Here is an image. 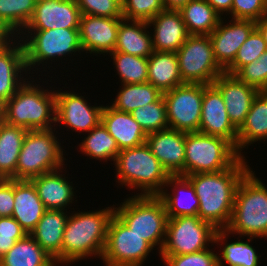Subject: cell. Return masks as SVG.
Returning a JSON list of instances; mask_svg holds the SVG:
<instances>
[{
	"label": "cell",
	"instance_id": "obj_1",
	"mask_svg": "<svg viewBox=\"0 0 267 266\" xmlns=\"http://www.w3.org/2000/svg\"><path fill=\"white\" fill-rule=\"evenodd\" d=\"M241 157L231 168L219 172L187 175L199 200L198 217L217 230L225 229L231 219L239 182L251 169Z\"/></svg>",
	"mask_w": 267,
	"mask_h": 266
},
{
	"label": "cell",
	"instance_id": "obj_2",
	"mask_svg": "<svg viewBox=\"0 0 267 266\" xmlns=\"http://www.w3.org/2000/svg\"><path fill=\"white\" fill-rule=\"evenodd\" d=\"M114 208L73 212L68 216L62 241L63 265L93 255L102 258L109 223L115 214Z\"/></svg>",
	"mask_w": 267,
	"mask_h": 266
},
{
	"label": "cell",
	"instance_id": "obj_3",
	"mask_svg": "<svg viewBox=\"0 0 267 266\" xmlns=\"http://www.w3.org/2000/svg\"><path fill=\"white\" fill-rule=\"evenodd\" d=\"M34 81H25L0 108V119L5 123L27 131L55 127V91L44 90L40 84H33Z\"/></svg>",
	"mask_w": 267,
	"mask_h": 266
},
{
	"label": "cell",
	"instance_id": "obj_4",
	"mask_svg": "<svg viewBox=\"0 0 267 266\" xmlns=\"http://www.w3.org/2000/svg\"><path fill=\"white\" fill-rule=\"evenodd\" d=\"M250 169L239 182L228 226L229 234L267 237V187Z\"/></svg>",
	"mask_w": 267,
	"mask_h": 266
},
{
	"label": "cell",
	"instance_id": "obj_5",
	"mask_svg": "<svg viewBox=\"0 0 267 266\" xmlns=\"http://www.w3.org/2000/svg\"><path fill=\"white\" fill-rule=\"evenodd\" d=\"M114 164L120 185L142 190L136 195H158L171 176L146 143L121 150Z\"/></svg>",
	"mask_w": 267,
	"mask_h": 266
},
{
	"label": "cell",
	"instance_id": "obj_6",
	"mask_svg": "<svg viewBox=\"0 0 267 266\" xmlns=\"http://www.w3.org/2000/svg\"><path fill=\"white\" fill-rule=\"evenodd\" d=\"M114 209L115 215L128 229L153 248L158 245L161 252L169 218L163 201L157 195H134Z\"/></svg>",
	"mask_w": 267,
	"mask_h": 266
},
{
	"label": "cell",
	"instance_id": "obj_7",
	"mask_svg": "<svg viewBox=\"0 0 267 266\" xmlns=\"http://www.w3.org/2000/svg\"><path fill=\"white\" fill-rule=\"evenodd\" d=\"M55 130H29L24 138L16 166V180H30L57 169L63 170L64 154Z\"/></svg>",
	"mask_w": 267,
	"mask_h": 266
},
{
	"label": "cell",
	"instance_id": "obj_8",
	"mask_svg": "<svg viewBox=\"0 0 267 266\" xmlns=\"http://www.w3.org/2000/svg\"><path fill=\"white\" fill-rule=\"evenodd\" d=\"M241 156L226 139L200 132L185 133L184 176L231 168Z\"/></svg>",
	"mask_w": 267,
	"mask_h": 266
},
{
	"label": "cell",
	"instance_id": "obj_9",
	"mask_svg": "<svg viewBox=\"0 0 267 266\" xmlns=\"http://www.w3.org/2000/svg\"><path fill=\"white\" fill-rule=\"evenodd\" d=\"M26 32L28 33L26 34ZM23 34L26 35V40H24L25 36H21ZM18 39L22 41L24 46L27 71L40 64H48L47 62L51 59L56 58L57 61L61 57L62 60L63 57L73 52H83L79 29L28 30L20 32Z\"/></svg>",
	"mask_w": 267,
	"mask_h": 266
},
{
	"label": "cell",
	"instance_id": "obj_10",
	"mask_svg": "<svg viewBox=\"0 0 267 266\" xmlns=\"http://www.w3.org/2000/svg\"><path fill=\"white\" fill-rule=\"evenodd\" d=\"M176 55L184 83L209 85L225 72L215 60L209 35H189Z\"/></svg>",
	"mask_w": 267,
	"mask_h": 266
},
{
	"label": "cell",
	"instance_id": "obj_11",
	"mask_svg": "<svg viewBox=\"0 0 267 266\" xmlns=\"http://www.w3.org/2000/svg\"><path fill=\"white\" fill-rule=\"evenodd\" d=\"M217 229L198 216H179L168 219L161 256H176L208 249L215 242ZM209 242V243H208Z\"/></svg>",
	"mask_w": 267,
	"mask_h": 266
},
{
	"label": "cell",
	"instance_id": "obj_12",
	"mask_svg": "<svg viewBox=\"0 0 267 266\" xmlns=\"http://www.w3.org/2000/svg\"><path fill=\"white\" fill-rule=\"evenodd\" d=\"M154 248L114 214L102 255L105 266H142Z\"/></svg>",
	"mask_w": 267,
	"mask_h": 266
},
{
	"label": "cell",
	"instance_id": "obj_13",
	"mask_svg": "<svg viewBox=\"0 0 267 266\" xmlns=\"http://www.w3.org/2000/svg\"><path fill=\"white\" fill-rule=\"evenodd\" d=\"M170 129L184 133L199 132L203 84L185 83L164 92Z\"/></svg>",
	"mask_w": 267,
	"mask_h": 266
},
{
	"label": "cell",
	"instance_id": "obj_14",
	"mask_svg": "<svg viewBox=\"0 0 267 266\" xmlns=\"http://www.w3.org/2000/svg\"><path fill=\"white\" fill-rule=\"evenodd\" d=\"M56 111L55 123L65 125L71 130L89 132L101 123L104 106H90L82 95L74 92L55 90Z\"/></svg>",
	"mask_w": 267,
	"mask_h": 266
},
{
	"label": "cell",
	"instance_id": "obj_15",
	"mask_svg": "<svg viewBox=\"0 0 267 266\" xmlns=\"http://www.w3.org/2000/svg\"><path fill=\"white\" fill-rule=\"evenodd\" d=\"M77 0H37L30 21L22 30L79 29Z\"/></svg>",
	"mask_w": 267,
	"mask_h": 266
},
{
	"label": "cell",
	"instance_id": "obj_16",
	"mask_svg": "<svg viewBox=\"0 0 267 266\" xmlns=\"http://www.w3.org/2000/svg\"><path fill=\"white\" fill-rule=\"evenodd\" d=\"M199 132L228 140L237 151L238 130L230 122L220 91L213 85L203 84Z\"/></svg>",
	"mask_w": 267,
	"mask_h": 266
},
{
	"label": "cell",
	"instance_id": "obj_17",
	"mask_svg": "<svg viewBox=\"0 0 267 266\" xmlns=\"http://www.w3.org/2000/svg\"><path fill=\"white\" fill-rule=\"evenodd\" d=\"M223 21L221 18L217 28L209 36L215 60L225 70L234 61L237 51L255 29V21L231 19L230 24L226 25Z\"/></svg>",
	"mask_w": 267,
	"mask_h": 266
},
{
	"label": "cell",
	"instance_id": "obj_18",
	"mask_svg": "<svg viewBox=\"0 0 267 266\" xmlns=\"http://www.w3.org/2000/svg\"><path fill=\"white\" fill-rule=\"evenodd\" d=\"M122 19L81 14L79 35L82 50L100 55L113 52Z\"/></svg>",
	"mask_w": 267,
	"mask_h": 266
},
{
	"label": "cell",
	"instance_id": "obj_19",
	"mask_svg": "<svg viewBox=\"0 0 267 266\" xmlns=\"http://www.w3.org/2000/svg\"><path fill=\"white\" fill-rule=\"evenodd\" d=\"M222 95L230 122L238 130L245 121L258 90L236 75L222 73L212 83Z\"/></svg>",
	"mask_w": 267,
	"mask_h": 266
},
{
	"label": "cell",
	"instance_id": "obj_20",
	"mask_svg": "<svg viewBox=\"0 0 267 266\" xmlns=\"http://www.w3.org/2000/svg\"><path fill=\"white\" fill-rule=\"evenodd\" d=\"M146 144L170 175L184 176L185 133L166 129L147 134Z\"/></svg>",
	"mask_w": 267,
	"mask_h": 266
},
{
	"label": "cell",
	"instance_id": "obj_21",
	"mask_svg": "<svg viewBox=\"0 0 267 266\" xmlns=\"http://www.w3.org/2000/svg\"><path fill=\"white\" fill-rule=\"evenodd\" d=\"M15 39L0 50V108L28 80L22 75L23 72L27 73L24 46L17 37Z\"/></svg>",
	"mask_w": 267,
	"mask_h": 266
},
{
	"label": "cell",
	"instance_id": "obj_22",
	"mask_svg": "<svg viewBox=\"0 0 267 266\" xmlns=\"http://www.w3.org/2000/svg\"><path fill=\"white\" fill-rule=\"evenodd\" d=\"M147 23L154 28V51L176 53L190 35L179 11L164 10Z\"/></svg>",
	"mask_w": 267,
	"mask_h": 266
},
{
	"label": "cell",
	"instance_id": "obj_23",
	"mask_svg": "<svg viewBox=\"0 0 267 266\" xmlns=\"http://www.w3.org/2000/svg\"><path fill=\"white\" fill-rule=\"evenodd\" d=\"M101 123L116 140L120 151L146 143L147 134L131 113L122 112L107 105L103 107Z\"/></svg>",
	"mask_w": 267,
	"mask_h": 266
},
{
	"label": "cell",
	"instance_id": "obj_24",
	"mask_svg": "<svg viewBox=\"0 0 267 266\" xmlns=\"http://www.w3.org/2000/svg\"><path fill=\"white\" fill-rule=\"evenodd\" d=\"M165 186L172 187L173 194L167 192L168 189L166 191L163 189L157 196L163 201L169 219L179 216H198L199 200L194 186L186 176L171 175Z\"/></svg>",
	"mask_w": 267,
	"mask_h": 266
},
{
	"label": "cell",
	"instance_id": "obj_25",
	"mask_svg": "<svg viewBox=\"0 0 267 266\" xmlns=\"http://www.w3.org/2000/svg\"><path fill=\"white\" fill-rule=\"evenodd\" d=\"M64 210H46L29 234L56 262L62 264V241L68 214Z\"/></svg>",
	"mask_w": 267,
	"mask_h": 266
},
{
	"label": "cell",
	"instance_id": "obj_26",
	"mask_svg": "<svg viewBox=\"0 0 267 266\" xmlns=\"http://www.w3.org/2000/svg\"><path fill=\"white\" fill-rule=\"evenodd\" d=\"M14 200L12 217L30 234L46 211L30 180H14Z\"/></svg>",
	"mask_w": 267,
	"mask_h": 266
},
{
	"label": "cell",
	"instance_id": "obj_27",
	"mask_svg": "<svg viewBox=\"0 0 267 266\" xmlns=\"http://www.w3.org/2000/svg\"><path fill=\"white\" fill-rule=\"evenodd\" d=\"M60 172L62 171L57 169L30 179L46 210L66 211L65 207L67 208L74 201L73 190L75 188H73L72 182L69 183L66 177L60 175Z\"/></svg>",
	"mask_w": 267,
	"mask_h": 266
},
{
	"label": "cell",
	"instance_id": "obj_28",
	"mask_svg": "<svg viewBox=\"0 0 267 266\" xmlns=\"http://www.w3.org/2000/svg\"><path fill=\"white\" fill-rule=\"evenodd\" d=\"M147 28L150 27L145 21L122 19L119 23L114 51L138 57H149L154 52L153 33L150 34Z\"/></svg>",
	"mask_w": 267,
	"mask_h": 266
},
{
	"label": "cell",
	"instance_id": "obj_29",
	"mask_svg": "<svg viewBox=\"0 0 267 266\" xmlns=\"http://www.w3.org/2000/svg\"><path fill=\"white\" fill-rule=\"evenodd\" d=\"M267 139V91H260L255 96L245 121L238 129L237 153L254 142Z\"/></svg>",
	"mask_w": 267,
	"mask_h": 266
},
{
	"label": "cell",
	"instance_id": "obj_30",
	"mask_svg": "<svg viewBox=\"0 0 267 266\" xmlns=\"http://www.w3.org/2000/svg\"><path fill=\"white\" fill-rule=\"evenodd\" d=\"M147 82L162 93L185 84L180 76L175 52L154 51L148 57Z\"/></svg>",
	"mask_w": 267,
	"mask_h": 266
},
{
	"label": "cell",
	"instance_id": "obj_31",
	"mask_svg": "<svg viewBox=\"0 0 267 266\" xmlns=\"http://www.w3.org/2000/svg\"><path fill=\"white\" fill-rule=\"evenodd\" d=\"M27 130L0 119V179L16 180V166Z\"/></svg>",
	"mask_w": 267,
	"mask_h": 266
},
{
	"label": "cell",
	"instance_id": "obj_32",
	"mask_svg": "<svg viewBox=\"0 0 267 266\" xmlns=\"http://www.w3.org/2000/svg\"><path fill=\"white\" fill-rule=\"evenodd\" d=\"M0 266H56V262L27 234L0 258Z\"/></svg>",
	"mask_w": 267,
	"mask_h": 266
},
{
	"label": "cell",
	"instance_id": "obj_33",
	"mask_svg": "<svg viewBox=\"0 0 267 266\" xmlns=\"http://www.w3.org/2000/svg\"><path fill=\"white\" fill-rule=\"evenodd\" d=\"M179 12L190 35H210L222 18L206 0H191Z\"/></svg>",
	"mask_w": 267,
	"mask_h": 266
},
{
	"label": "cell",
	"instance_id": "obj_34",
	"mask_svg": "<svg viewBox=\"0 0 267 266\" xmlns=\"http://www.w3.org/2000/svg\"><path fill=\"white\" fill-rule=\"evenodd\" d=\"M111 107L116 110L131 113L136 108L158 101L163 93L151 83L122 84Z\"/></svg>",
	"mask_w": 267,
	"mask_h": 266
},
{
	"label": "cell",
	"instance_id": "obj_35",
	"mask_svg": "<svg viewBox=\"0 0 267 266\" xmlns=\"http://www.w3.org/2000/svg\"><path fill=\"white\" fill-rule=\"evenodd\" d=\"M80 151L88 157L99 160L116 161L120 149L116 140L108 133L102 123L88 132V136L79 144Z\"/></svg>",
	"mask_w": 267,
	"mask_h": 266
},
{
	"label": "cell",
	"instance_id": "obj_36",
	"mask_svg": "<svg viewBox=\"0 0 267 266\" xmlns=\"http://www.w3.org/2000/svg\"><path fill=\"white\" fill-rule=\"evenodd\" d=\"M228 234L229 233L225 229L217 230L214 242L217 243V245L219 243L225 244L222 249V255H220L225 264L229 266H258L260 256L256 253V249L249 244L254 237H248V241L246 242L238 239V241L227 244L223 241L228 239L226 237V235L229 236Z\"/></svg>",
	"mask_w": 267,
	"mask_h": 266
},
{
	"label": "cell",
	"instance_id": "obj_37",
	"mask_svg": "<svg viewBox=\"0 0 267 266\" xmlns=\"http://www.w3.org/2000/svg\"><path fill=\"white\" fill-rule=\"evenodd\" d=\"M115 64L121 84H143L148 80V57L113 51L109 53Z\"/></svg>",
	"mask_w": 267,
	"mask_h": 266
},
{
	"label": "cell",
	"instance_id": "obj_38",
	"mask_svg": "<svg viewBox=\"0 0 267 266\" xmlns=\"http://www.w3.org/2000/svg\"><path fill=\"white\" fill-rule=\"evenodd\" d=\"M36 2L37 0H0V21L18 36L30 21Z\"/></svg>",
	"mask_w": 267,
	"mask_h": 266
},
{
	"label": "cell",
	"instance_id": "obj_39",
	"mask_svg": "<svg viewBox=\"0 0 267 266\" xmlns=\"http://www.w3.org/2000/svg\"><path fill=\"white\" fill-rule=\"evenodd\" d=\"M131 115L146 134L169 128L167 109L163 96L154 103L136 108L131 112Z\"/></svg>",
	"mask_w": 267,
	"mask_h": 266
},
{
	"label": "cell",
	"instance_id": "obj_40",
	"mask_svg": "<svg viewBox=\"0 0 267 266\" xmlns=\"http://www.w3.org/2000/svg\"><path fill=\"white\" fill-rule=\"evenodd\" d=\"M266 50V43L255 28L237 51L234 61L224 70L225 73L236 75L245 65L258 59Z\"/></svg>",
	"mask_w": 267,
	"mask_h": 266
},
{
	"label": "cell",
	"instance_id": "obj_41",
	"mask_svg": "<svg viewBox=\"0 0 267 266\" xmlns=\"http://www.w3.org/2000/svg\"><path fill=\"white\" fill-rule=\"evenodd\" d=\"M162 0H122L123 19L150 21L164 11Z\"/></svg>",
	"mask_w": 267,
	"mask_h": 266
},
{
	"label": "cell",
	"instance_id": "obj_42",
	"mask_svg": "<svg viewBox=\"0 0 267 266\" xmlns=\"http://www.w3.org/2000/svg\"><path fill=\"white\" fill-rule=\"evenodd\" d=\"M217 254L208 248L189 254L161 256V260L167 266H224L221 257Z\"/></svg>",
	"mask_w": 267,
	"mask_h": 266
},
{
	"label": "cell",
	"instance_id": "obj_43",
	"mask_svg": "<svg viewBox=\"0 0 267 266\" xmlns=\"http://www.w3.org/2000/svg\"><path fill=\"white\" fill-rule=\"evenodd\" d=\"M236 76L259 92L267 91V50L258 59L245 65Z\"/></svg>",
	"mask_w": 267,
	"mask_h": 266
},
{
	"label": "cell",
	"instance_id": "obj_44",
	"mask_svg": "<svg viewBox=\"0 0 267 266\" xmlns=\"http://www.w3.org/2000/svg\"><path fill=\"white\" fill-rule=\"evenodd\" d=\"M81 14L123 18L122 0H77Z\"/></svg>",
	"mask_w": 267,
	"mask_h": 266
},
{
	"label": "cell",
	"instance_id": "obj_45",
	"mask_svg": "<svg viewBox=\"0 0 267 266\" xmlns=\"http://www.w3.org/2000/svg\"><path fill=\"white\" fill-rule=\"evenodd\" d=\"M27 233L13 217H0V258Z\"/></svg>",
	"mask_w": 267,
	"mask_h": 266
},
{
	"label": "cell",
	"instance_id": "obj_46",
	"mask_svg": "<svg viewBox=\"0 0 267 266\" xmlns=\"http://www.w3.org/2000/svg\"><path fill=\"white\" fill-rule=\"evenodd\" d=\"M267 12V0H233L232 19L258 21Z\"/></svg>",
	"mask_w": 267,
	"mask_h": 266
},
{
	"label": "cell",
	"instance_id": "obj_47",
	"mask_svg": "<svg viewBox=\"0 0 267 266\" xmlns=\"http://www.w3.org/2000/svg\"><path fill=\"white\" fill-rule=\"evenodd\" d=\"M14 201V180L0 179V217H12Z\"/></svg>",
	"mask_w": 267,
	"mask_h": 266
},
{
	"label": "cell",
	"instance_id": "obj_48",
	"mask_svg": "<svg viewBox=\"0 0 267 266\" xmlns=\"http://www.w3.org/2000/svg\"><path fill=\"white\" fill-rule=\"evenodd\" d=\"M15 35L10 28L0 21V50L11 44L15 40V37H18Z\"/></svg>",
	"mask_w": 267,
	"mask_h": 266
},
{
	"label": "cell",
	"instance_id": "obj_49",
	"mask_svg": "<svg viewBox=\"0 0 267 266\" xmlns=\"http://www.w3.org/2000/svg\"><path fill=\"white\" fill-rule=\"evenodd\" d=\"M213 9L220 15H223V13H229L231 12L232 3L233 0H206Z\"/></svg>",
	"mask_w": 267,
	"mask_h": 266
},
{
	"label": "cell",
	"instance_id": "obj_50",
	"mask_svg": "<svg viewBox=\"0 0 267 266\" xmlns=\"http://www.w3.org/2000/svg\"><path fill=\"white\" fill-rule=\"evenodd\" d=\"M191 0H162L165 10L179 11Z\"/></svg>",
	"mask_w": 267,
	"mask_h": 266
},
{
	"label": "cell",
	"instance_id": "obj_51",
	"mask_svg": "<svg viewBox=\"0 0 267 266\" xmlns=\"http://www.w3.org/2000/svg\"><path fill=\"white\" fill-rule=\"evenodd\" d=\"M255 28L262 35L263 40L265 41L267 46V12L258 21L255 22Z\"/></svg>",
	"mask_w": 267,
	"mask_h": 266
}]
</instances>
